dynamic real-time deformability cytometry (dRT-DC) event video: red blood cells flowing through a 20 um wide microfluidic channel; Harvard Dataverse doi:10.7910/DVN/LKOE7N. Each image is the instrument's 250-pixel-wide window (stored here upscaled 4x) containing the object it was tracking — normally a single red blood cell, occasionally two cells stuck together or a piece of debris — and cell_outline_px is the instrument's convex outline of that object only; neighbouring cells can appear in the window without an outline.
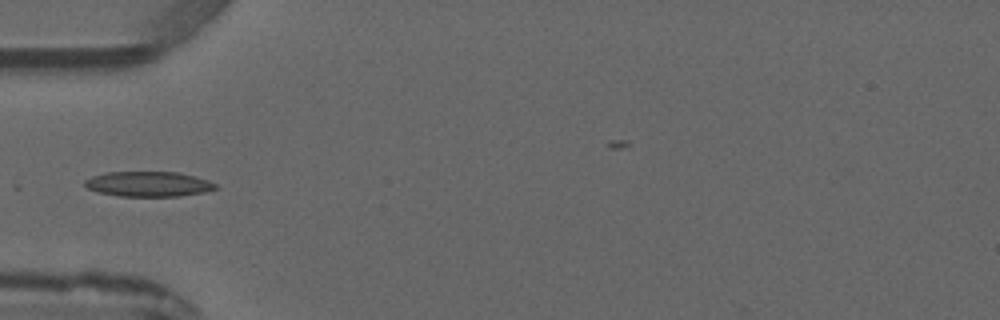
{"species": "common noctule bat (a hibernating species)", "species_latin": "Nyctalus noctula", "temperature_condition": "warm", "stored_images_in_passage": 4, "camera_frame_rate_fps": 3000, "um_per_image_px": 0.085, "animal": {"sex": "male", "forearm_length_mm": 52.5}, "frame": {"image": 1, "passage_image": 3, "time_ms": 2.333, "image_size_px": [1000, 320], "cell_outline_px": [[220, 188], [204, 192], [180, 196], [120, 196], [100, 192], [88, 188], [84, 184], [84, 180], [92, 176], [104, 172], [176, 172], [196, 176], [208, 180], [216, 184]], "centroid_in_image_um": [12.65, 15.64], "position_along_channel_um": 72.4, "area_um2": 19.13}}
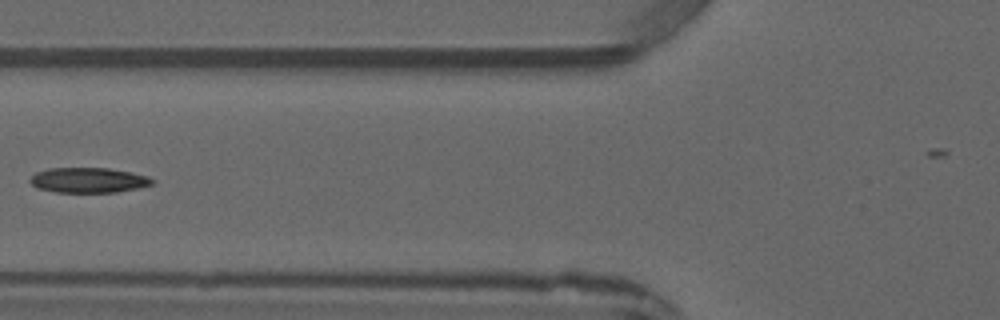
{"frame": {"image": 2, "passage_image": 4, "time_ms": 3.333, "image_size_px": [1000, 320], "cell_outline_px": [[156, 180], [152, 184], [136, 188], [116, 192], [56, 192], [36, 188], [28, 180], [36, 172], [48, 168], [108, 168], [132, 172], [148, 176]], "centroid_in_image_um": [7.51, 15.31], "position_along_channel_um": 118.3, "area_um2": 17.92}}